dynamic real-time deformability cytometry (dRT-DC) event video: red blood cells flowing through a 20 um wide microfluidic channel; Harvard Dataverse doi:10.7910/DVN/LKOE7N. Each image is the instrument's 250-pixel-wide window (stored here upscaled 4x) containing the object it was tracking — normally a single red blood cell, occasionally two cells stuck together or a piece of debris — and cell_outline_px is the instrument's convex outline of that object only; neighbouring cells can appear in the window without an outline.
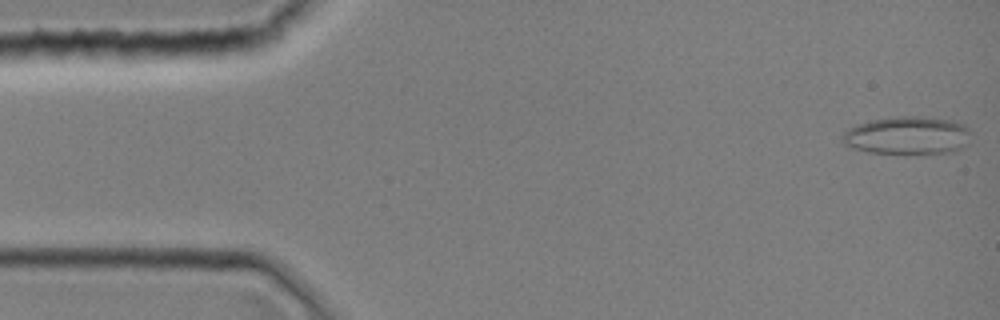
{"species": "common noctule bat (a hibernating species)", "species_latin": "Nyctalus noctula", "temperature_condition": "room temperature", "stored_images_in_passage": 8, "camera_frame_rate_fps": 3000, "um_per_image_px": 0.085, "animal": {"sex": "female", "body_mass_g": 19.0, "forearm_length_mm": 51.5}, "frame": {"image": 1, "passage_image": 1, "time_ms": 0.0, "image_size_px": [1000, 320], "cell_outline_px": [[972, 132], [968, 144], [952, 152], [904, 156], [868, 152], [852, 148], [844, 144], [840, 140], [844, 132], [848, 128], [856, 124], [872, 120], [896, 116], [924, 116], [952, 120], [964, 124]], "centroid_in_image_um": [77.14, 11.55], "position_along_channel_um": 7.9, "area_um2": 29.59}}